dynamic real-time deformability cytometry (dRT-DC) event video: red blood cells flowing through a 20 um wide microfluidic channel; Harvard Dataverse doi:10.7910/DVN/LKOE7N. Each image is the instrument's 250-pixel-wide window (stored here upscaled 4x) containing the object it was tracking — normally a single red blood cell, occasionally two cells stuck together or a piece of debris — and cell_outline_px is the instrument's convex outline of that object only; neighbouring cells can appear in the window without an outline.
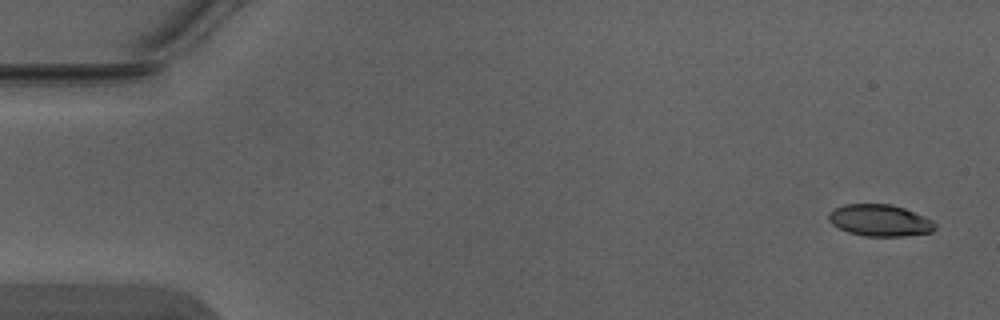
{"species": "Egyptian fruit bat (a non-hibernating species)", "species_latin": "Rousettus aegyptiacus", "temperature_condition": "warm", "stored_images_in_passage": 4, "camera_frame_rate_fps": 3000, "um_per_image_px": 0.085, "animal": {"sex": "male"}, "frame": {"image": 1, "passage_image": 1, "time_ms": 0.0, "image_size_px": [1000, 320], "cell_outline_px": [[936, 228], [932, 232], [904, 236], [864, 236], [848, 232], [832, 224], [828, 220], [828, 212], [844, 204], [892, 204], [904, 208], [924, 216], [932, 220], [936, 224]], "centroid_in_image_um": [74.79, 18.73], "position_along_channel_um": 10.2, "area_um2": 19.71}}
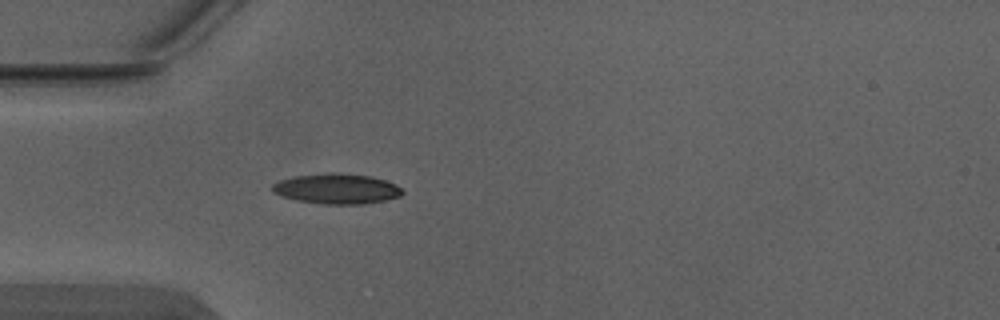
{"frame": {"image": 2, "passage_image": 4, "time_ms": 1.0, "image_size_px": [1000, 320], "cell_outline_px": [[404, 192], [400, 196], [384, 200], [364, 204], [324, 204], [296, 200], [280, 196], [272, 192], [272, 184], [280, 180], [296, 176], [328, 172], [340, 172], [372, 176], [396, 184]], "centroid_in_image_um": [28.61, 16.03], "position_along_channel_um": 56.4, "area_um2": 23.06}}